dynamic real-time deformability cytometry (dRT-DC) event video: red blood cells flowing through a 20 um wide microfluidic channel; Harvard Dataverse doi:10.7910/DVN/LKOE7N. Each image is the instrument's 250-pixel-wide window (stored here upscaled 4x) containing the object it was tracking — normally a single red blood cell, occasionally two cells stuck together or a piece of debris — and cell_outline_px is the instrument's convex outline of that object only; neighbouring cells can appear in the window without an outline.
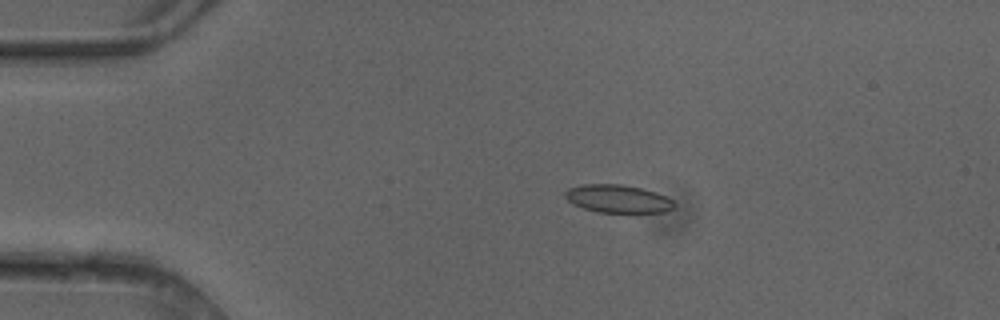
{"species": "common noctule bat (a hibernating species)", "species_latin": "Nyctalus noctula", "temperature_condition": "cold", "stored_images_in_passage": 5, "camera_frame_rate_fps": 3000, "um_per_image_px": 0.085, "animal": {"sex": "female"}, "frame": {"image": 1, "passage_image": 3, "time_ms": 0.667, "image_size_px": [1000, 320], "cell_outline_px": [[676, 208], [668, 212], [596, 212], [572, 204], [564, 196], [564, 192], [568, 188], [580, 184], [620, 184], [640, 188], [656, 192], [672, 200], [676, 204]], "centroid_in_image_um": [52.52, 16.9], "position_along_channel_um": 32.5, "area_um2": 17.92}}
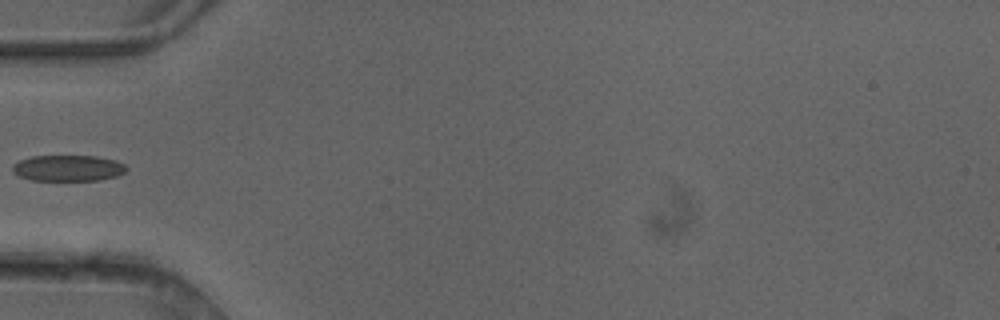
{"frame": {"image": 2, "passage_image": 5, "time_ms": 1.333, "image_size_px": [1000, 320], "cell_outline_px": [[128, 168], [124, 172], [116, 176], [100, 180], [32, 180], [20, 176], [12, 172], [12, 164], [20, 160], [32, 156], [96, 156], [116, 160], [124, 164]], "centroid_in_image_um": [5.78, 14.28], "position_along_channel_um": 79.2, "area_um2": 17.28}}